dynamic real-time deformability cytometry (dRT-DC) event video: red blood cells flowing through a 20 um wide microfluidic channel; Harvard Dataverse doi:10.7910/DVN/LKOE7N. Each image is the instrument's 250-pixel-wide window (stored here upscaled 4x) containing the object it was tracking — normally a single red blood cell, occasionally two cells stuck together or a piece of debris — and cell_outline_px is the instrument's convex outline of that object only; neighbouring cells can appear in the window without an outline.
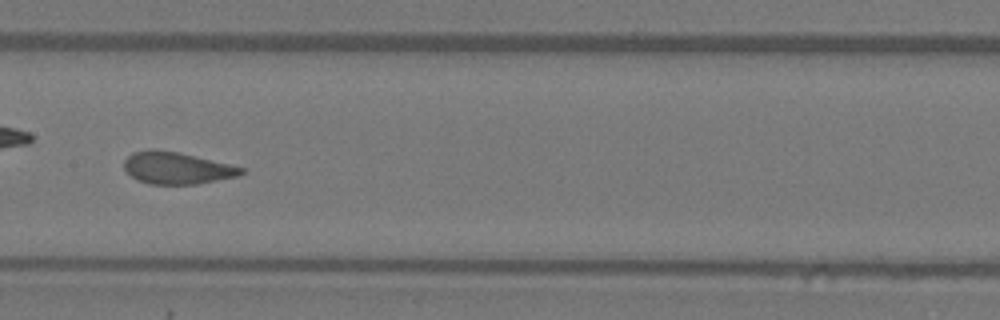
{"species": "Egyptian fruit bat (a non-hibernating species)", "species_latin": "Rousettus aegyptiacus", "temperature_condition": "warm", "stored_images_in_passage": 14, "camera_frame_rate_fps": 3000, "um_per_image_px": 0.085, "animal": {"sex": "female"}, "frame": {"image": 1, "passage_image": 12, "time_ms": 3.667, "image_size_px": [1000, 320], "cell_outline_px": [[244, 172], [236, 176], [196, 184], [148, 184], [136, 180], [124, 168], [124, 160], [132, 152], [148, 148], [152, 148], [176, 152], [228, 164], [244, 168]], "centroid_in_image_um": [14.95, 14.28], "position_along_channel_um": 192.5, "area_um2": 21.56}}